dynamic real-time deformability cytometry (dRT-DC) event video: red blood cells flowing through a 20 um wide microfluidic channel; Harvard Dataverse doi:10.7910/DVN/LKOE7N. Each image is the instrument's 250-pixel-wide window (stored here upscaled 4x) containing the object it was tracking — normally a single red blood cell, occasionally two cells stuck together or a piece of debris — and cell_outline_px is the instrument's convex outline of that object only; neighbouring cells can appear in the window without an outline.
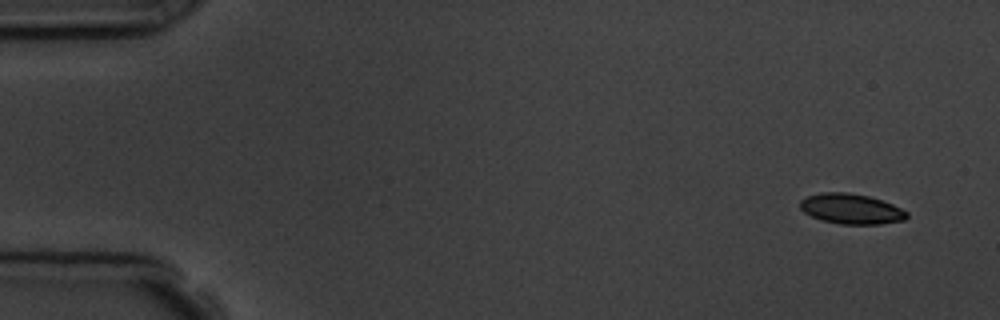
{"species": "common noctule bat (a hibernating species)", "species_latin": "Nyctalus noctula", "temperature_condition": "room temperature", "stored_images_in_passage": 4, "camera_frame_rate_fps": 3000, "um_per_image_px": 0.085, "animal": {"sex": "male", "body_mass_g": 19.5, "forearm_length_mm": 54.6}, "frame": {"image": 1, "passage_image": 1, "time_ms": 0.0, "image_size_px": [1000, 320], "cell_outline_px": [[908, 216], [904, 220], [880, 224], [840, 224], [820, 220], [804, 212], [800, 208], [800, 200], [808, 196], [820, 192], [848, 192], [868, 196], [892, 204], [908, 212]], "centroid_in_image_um": [72.33, 17.75], "position_along_channel_um": 12.7, "area_um2": 18.79}}